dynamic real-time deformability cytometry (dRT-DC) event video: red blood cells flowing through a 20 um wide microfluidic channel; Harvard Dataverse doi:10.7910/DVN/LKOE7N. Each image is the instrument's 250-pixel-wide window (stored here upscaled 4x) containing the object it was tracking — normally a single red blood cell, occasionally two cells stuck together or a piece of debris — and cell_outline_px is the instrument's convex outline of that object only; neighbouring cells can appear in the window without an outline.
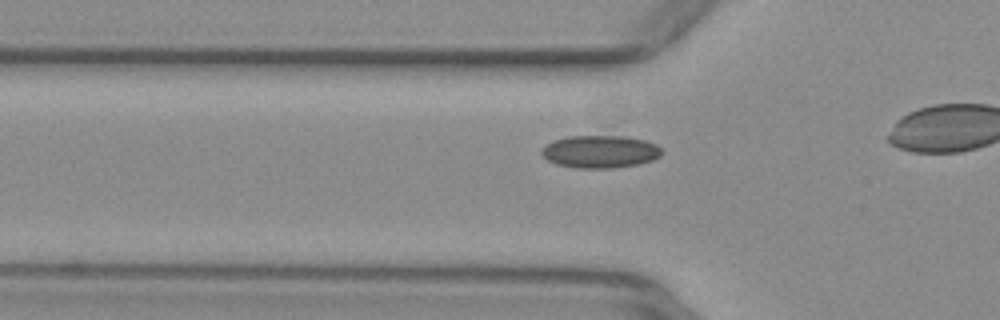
{"species": "common noctule bat (a hibernating species)", "species_latin": "Nyctalus noctula", "temperature_condition": "warm", "stored_images_in_passage": 23, "camera_frame_rate_fps": 3000, "um_per_image_px": 0.085, "animal": {"sex": "female", "body_mass_g": 29.2, "forearm_length_mm": 56.3}, "frame": {"image": 1, "passage_image": 14, "time_ms": 4.333, "image_size_px": [1000, 320], "cell_outline_px": [[664, 152], [660, 156], [652, 160], [636, 164], [612, 168], [576, 168], [556, 164], [548, 160], [540, 152], [540, 148], [556, 140], [568, 136], [624, 136], [644, 140], [656, 144]], "centroid_in_image_um": [51.01, 12.89], "position_along_channel_um": 74.8, "area_um2": 22.72}}
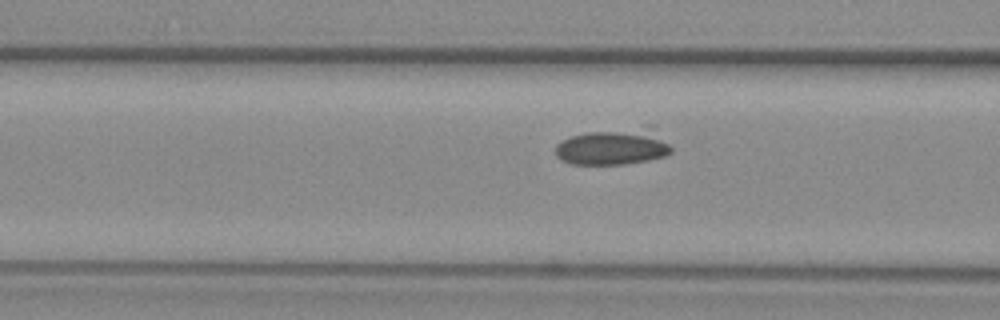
{"frame": {"image": 2, "passage_image": 17, "time_ms": 5.333, "image_size_px": [1000, 320], "cell_outline_px": [[672, 152], [664, 156], [648, 160], [624, 164], [572, 164], [560, 160], [556, 156], [556, 144], [572, 136], [588, 132], [648, 124], [656, 124], [672, 148]], "centroid_in_image_um": [52.25, 12.42], "position_along_channel_um": 114.3, "area_um2": 25.43}}
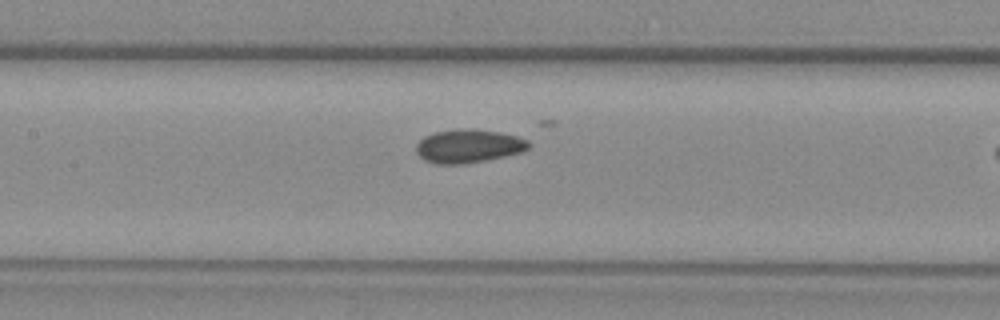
{"frame": {"image": 3, "passage_image": 21, "time_ms": 6.667, "image_size_px": [1000, 320], "cell_outline_px": [[532, 144], [528, 148], [520, 152], [504, 156], [484, 160], [460, 164], [436, 164], [424, 160], [416, 152], [416, 144], [424, 136], [436, 132], [456, 128], [468, 128], [500, 132], [516, 136], [528, 140]], "centroid_in_image_um": [39.8, 12.4], "position_along_channel_um": 167.6, "area_um2": 21.91}}